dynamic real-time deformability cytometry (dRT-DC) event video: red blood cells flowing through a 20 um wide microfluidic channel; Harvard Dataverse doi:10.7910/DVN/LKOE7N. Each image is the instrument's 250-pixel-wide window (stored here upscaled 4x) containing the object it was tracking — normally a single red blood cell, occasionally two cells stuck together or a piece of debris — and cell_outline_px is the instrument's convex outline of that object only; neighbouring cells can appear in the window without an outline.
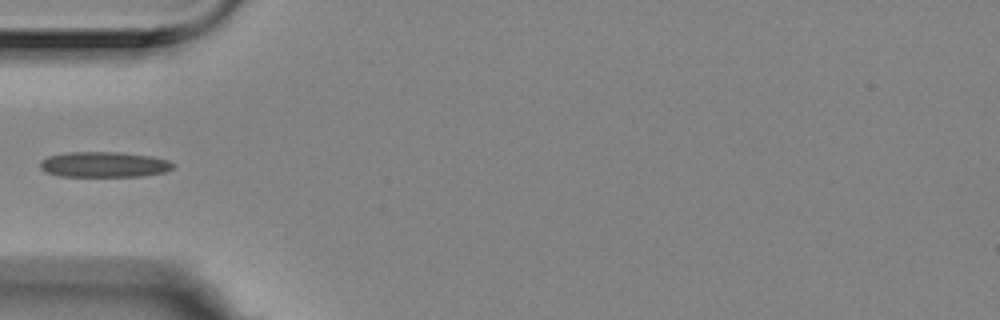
{"species": "Egyptian fruit bat (a non-hibernating species)", "species_latin": "Rousettus aegyptiacus", "temperature_condition": "room temperature", "stored_images_in_passage": 8, "camera_frame_rate_fps": 3000, "um_per_image_px": 0.085, "animal": {"sex": "female"}, "frame": {"image": 1, "passage_image": 6, "time_ms": 1.667, "image_size_px": [1000, 320], "cell_outline_px": [[176, 164], [172, 168], [164, 172], [140, 176], [60, 176], [44, 172], [40, 168], [40, 160], [48, 156], [64, 152], [116, 152], [152, 156], [168, 160]], "centroid_in_image_um": [8.81, 13.98], "position_along_channel_um": 76.2, "area_um2": 19.83}}
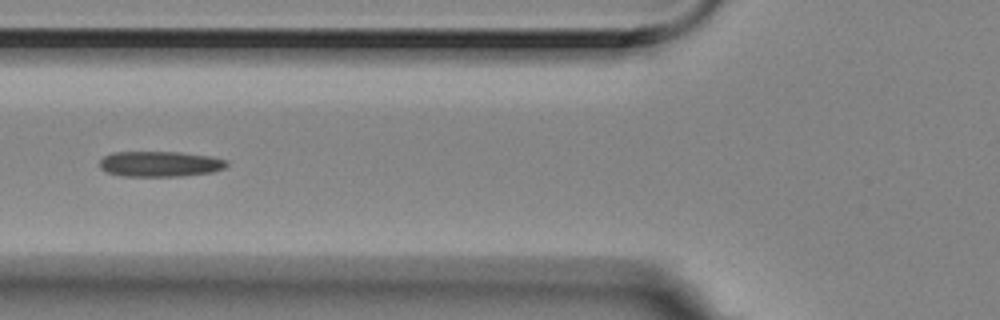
{"frame": {"image": 2, "passage_image": 7, "time_ms": 2.0, "image_size_px": [1000, 320], "cell_outline_px": [[228, 164], [224, 168], [212, 172], [180, 176], [120, 176], [108, 172], [100, 168], [100, 160], [104, 156], [112, 152], [180, 152], [212, 156], [228, 160]], "centroid_in_image_um": [13.61, 13.93], "position_along_channel_um": 112.2, "area_um2": 18.96}}
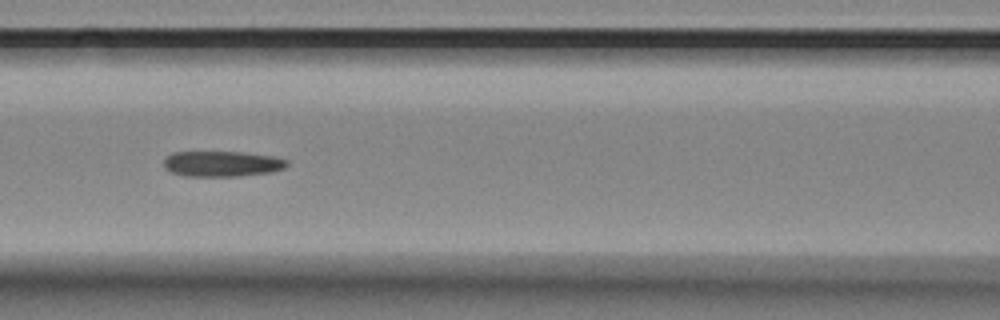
{"frame": {"image": 3, "passage_image": 8, "time_ms": 2.333, "image_size_px": [1000, 320], "cell_outline_px": [[288, 164], [284, 168], [272, 172], [240, 176], [184, 176], [172, 172], [164, 168], [164, 156], [172, 152], [244, 152], [272, 156], [288, 160]], "centroid_in_image_um": [18.85, 13.92], "position_along_channel_um": 147.7, "area_um2": 18.5}}